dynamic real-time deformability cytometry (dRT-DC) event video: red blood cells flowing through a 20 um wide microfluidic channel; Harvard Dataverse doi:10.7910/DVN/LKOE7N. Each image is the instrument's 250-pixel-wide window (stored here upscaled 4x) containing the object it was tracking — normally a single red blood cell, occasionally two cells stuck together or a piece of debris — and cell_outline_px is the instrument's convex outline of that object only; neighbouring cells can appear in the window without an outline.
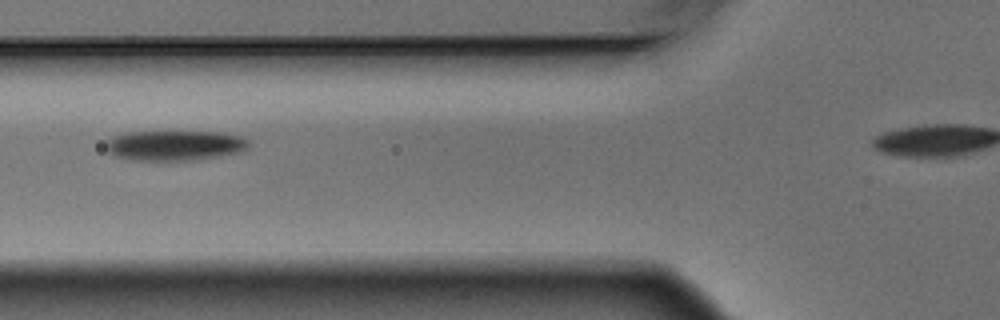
{"species": "Egyptian fruit bat (a non-hibernating species)", "species_latin": "Rousettus aegyptiacus", "temperature_condition": "warm", "stored_images_in_passage": 5, "camera_frame_rate_fps": 3000, "um_per_image_px": 0.085, "animal": {"sex": "male"}, "frame": {"image": 1, "passage_image": 3, "time_ms": 0.667, "image_size_px": [1000, 320], "cell_outline_px": [[248, 148], [240, 152], [220, 156], [196, 160], [128, 160], [112, 156], [104, 148], [104, 144], [112, 136], [124, 132], [224, 132], [240, 136], [248, 140]], "centroid_in_image_um": [14.79, 12.37], "position_along_channel_um": 111.0, "area_um2": 25.43}}
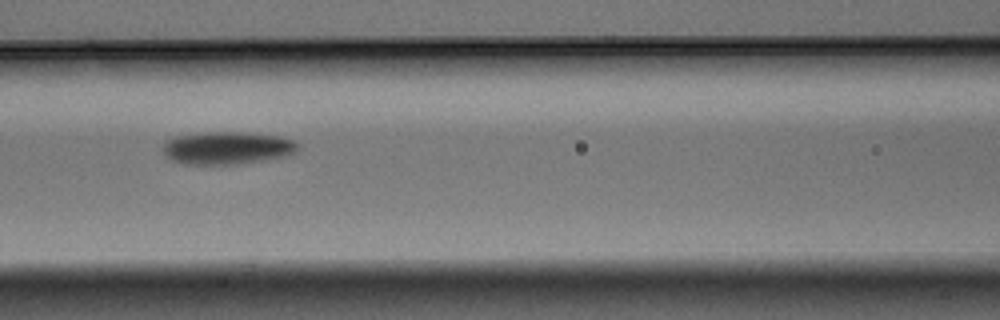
{"frame": {"image": 2, "passage_image": 4, "time_ms": 1.0, "image_size_px": [1000, 320], "cell_outline_px": [[300, 148], [296, 152], [284, 156], [236, 164], [184, 164], [168, 160], [164, 156], [164, 140], [176, 136], [204, 132], [240, 132], [280, 136], [292, 140], [300, 144]], "centroid_in_image_um": [19.27, 12.57], "position_along_channel_um": 147.3, "area_um2": 25.78}}
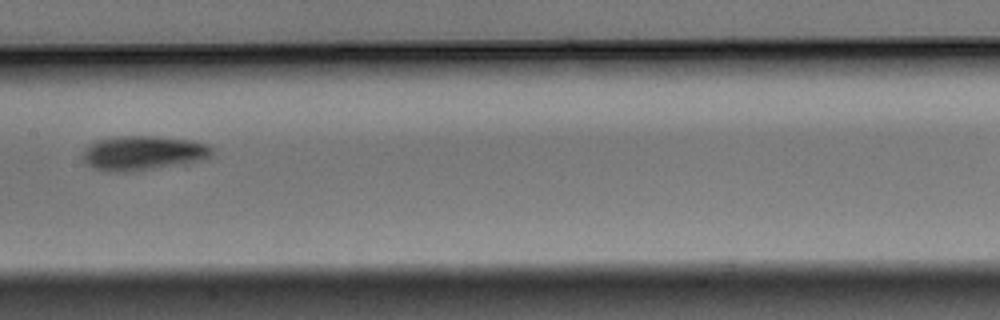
{"frame": {"image": 3, "passage_image": 5, "time_ms": 1.333, "image_size_px": [1000, 320], "cell_outline_px": [[212, 152], [208, 156], [200, 160], [132, 172], [108, 172], [92, 168], [84, 160], [84, 148], [88, 144], [96, 140], [112, 136], [156, 136], [192, 140], [208, 144], [212, 148]], "centroid_in_image_um": [12.1, 12.99], "position_along_channel_um": 195.3, "area_um2": 25.95}}